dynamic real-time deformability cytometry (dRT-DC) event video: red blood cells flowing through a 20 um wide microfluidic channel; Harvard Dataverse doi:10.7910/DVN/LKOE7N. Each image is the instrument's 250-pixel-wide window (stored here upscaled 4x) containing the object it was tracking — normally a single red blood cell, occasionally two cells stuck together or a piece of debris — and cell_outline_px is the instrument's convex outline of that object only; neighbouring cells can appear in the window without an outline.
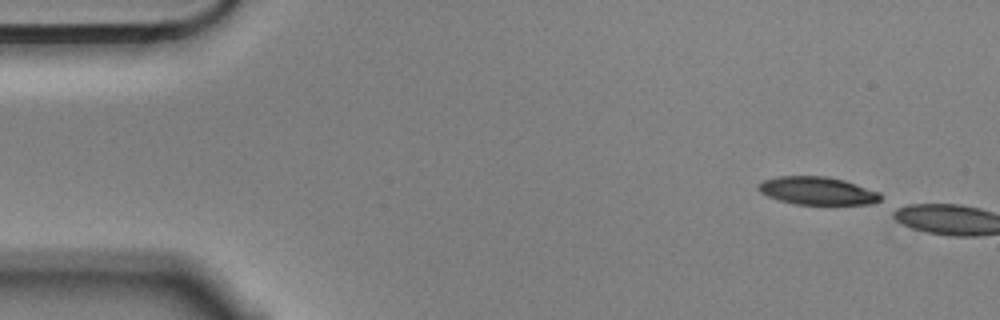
{"species": "Egyptian fruit bat (a non-hibernating species)", "species_latin": "Rousettus aegyptiacus", "temperature_condition": "cold", "stored_images_in_passage": 2, "camera_frame_rate_fps": 3000, "um_per_image_px": 0.085, "animal": {"sex": "male"}, "frame": {"image": 1, "passage_image": 1, "time_ms": 0.0, "image_size_px": [1000, 320], "cell_outline_px": [[880, 200], [876, 204], [796, 204], [780, 200], [768, 196], [760, 192], [756, 188], [756, 184], [764, 180], [776, 176], [824, 176], [844, 180], [880, 192]], "centroid_in_image_um": [69.46, 16.21], "position_along_channel_um": 15.5, "area_um2": 19.88}}